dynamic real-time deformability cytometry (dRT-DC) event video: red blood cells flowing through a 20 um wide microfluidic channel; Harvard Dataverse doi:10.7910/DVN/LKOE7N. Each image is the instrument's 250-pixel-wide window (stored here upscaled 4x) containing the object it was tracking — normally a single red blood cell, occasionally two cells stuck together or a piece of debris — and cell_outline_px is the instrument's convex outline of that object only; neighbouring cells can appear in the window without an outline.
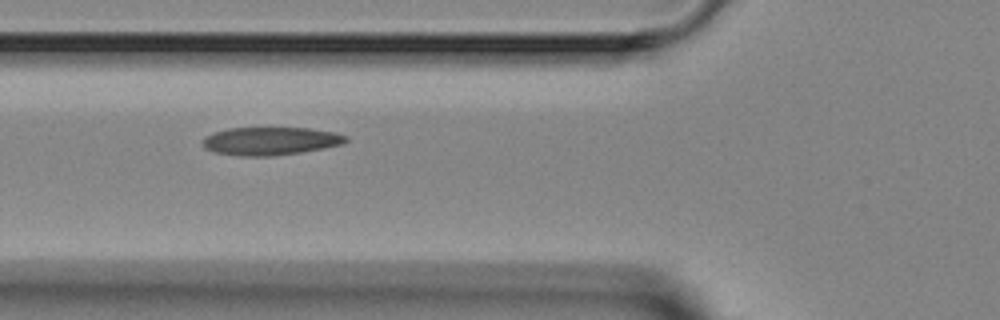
{"species": "Egyptian fruit bat (a non-hibernating species)", "species_latin": "Rousettus aegyptiacus", "temperature_condition": "room temperature", "stored_images_in_passage": 8, "camera_frame_rate_fps": 3000, "um_per_image_px": 0.085, "animal": {"sex": "female"}, "frame": {"image": 1, "passage_image": 5, "time_ms": 4.667, "image_size_px": [1000, 320], "cell_outline_px": [[348, 140], [340, 144], [324, 148], [300, 152], [272, 156], [240, 156], [212, 152], [204, 148], [204, 136], [228, 128], [308, 128], [336, 132], [348, 136]], "centroid_in_image_um": [22.99, 11.99], "position_along_channel_um": 102.8, "area_um2": 23.35}}
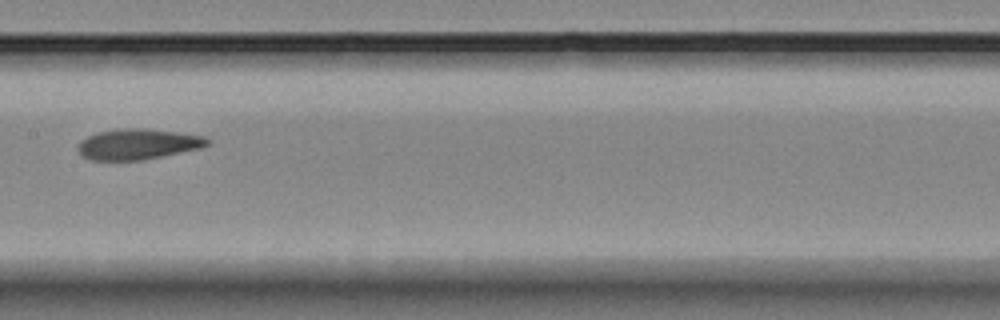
{"frame": {"image": 2, "passage_image": 7, "time_ms": 7.0, "image_size_px": [1000, 320], "cell_outline_px": [[212, 140], [208, 144], [200, 148], [144, 160], [88, 160], [80, 156], [76, 148], [80, 140], [96, 132], [120, 128], [144, 128], [176, 132], [204, 136]], "centroid_in_image_um": [11.66, 12.25], "position_along_channel_um": 195.7, "area_um2": 23.35}}
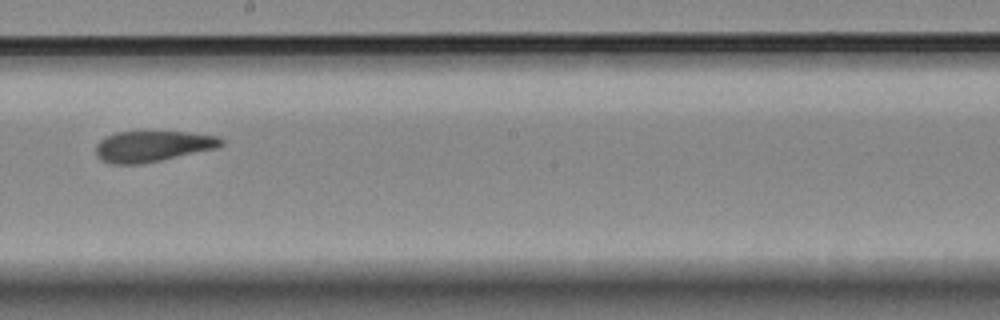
{"frame": {"image": 3, "passage_image": 8, "time_ms": 8.0, "image_size_px": [1000, 320], "cell_outline_px": [[224, 144], [216, 148], [144, 164], [112, 164], [100, 160], [96, 156], [96, 144], [104, 136], [116, 132], [144, 128], [184, 132], [216, 136], [224, 140]], "centroid_in_image_um": [12.91, 12.38], "position_along_channel_um": 235.3, "area_um2": 23.58}}